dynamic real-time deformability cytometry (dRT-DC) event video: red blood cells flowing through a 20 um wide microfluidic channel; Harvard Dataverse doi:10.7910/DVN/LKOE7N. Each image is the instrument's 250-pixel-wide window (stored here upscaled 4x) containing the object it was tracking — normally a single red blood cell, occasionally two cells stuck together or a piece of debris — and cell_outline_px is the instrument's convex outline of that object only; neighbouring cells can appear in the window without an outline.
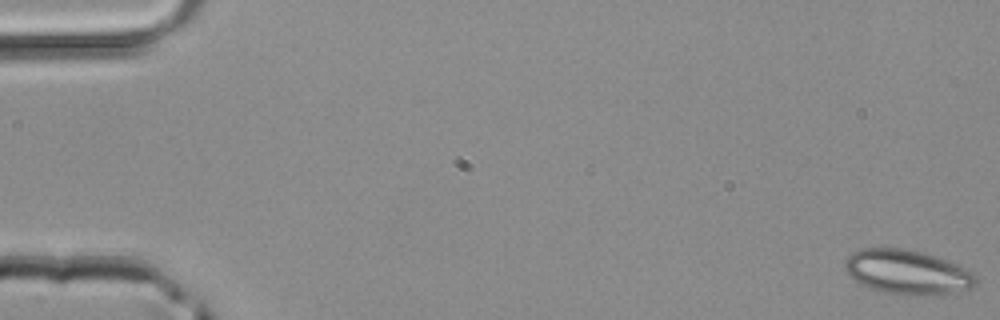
{"species": "common noctule bat (a hibernating species)", "species_latin": "Nyctalus noctula", "temperature_condition": "room temperature", "stored_images_in_passage": 44, "camera_frame_rate_fps": 3000, "um_per_image_px": 0.085, "animal": {"sex": "male", "body_mass_g": 20.4}, "frame": {"image": 1, "passage_image": 1, "time_ms": 0.0, "image_size_px": [1000, 320], "cell_outline_px": [[976, 284], [968, 288], [944, 296], [920, 296], [884, 292], [868, 288], [860, 284], [848, 272], [844, 264], [844, 260], [852, 252], [864, 248], [904, 248], [924, 252], [968, 268], [976, 276]], "centroid_in_image_um": [77.16, 23.14], "position_along_channel_um": 7.8, "area_um2": 34.22}}
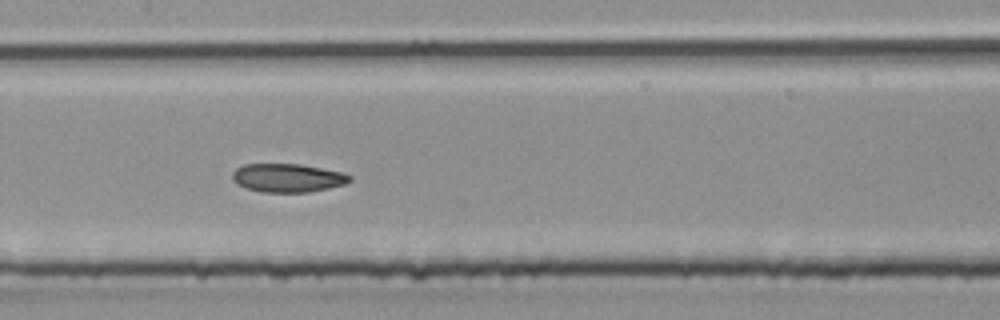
{"frame": {"image": 2, "passage_image": 23, "time_ms": 7.333, "image_size_px": [1000, 320], "cell_outline_px": [[352, 180], [344, 184], [328, 188], [308, 192], [260, 192], [236, 184], [232, 180], [232, 172], [236, 168], [244, 164], [300, 164], [344, 172], [352, 176]], "centroid_in_image_um": [24.45, 15.11], "position_along_channel_um": 183.0, "area_um2": 19.59}}
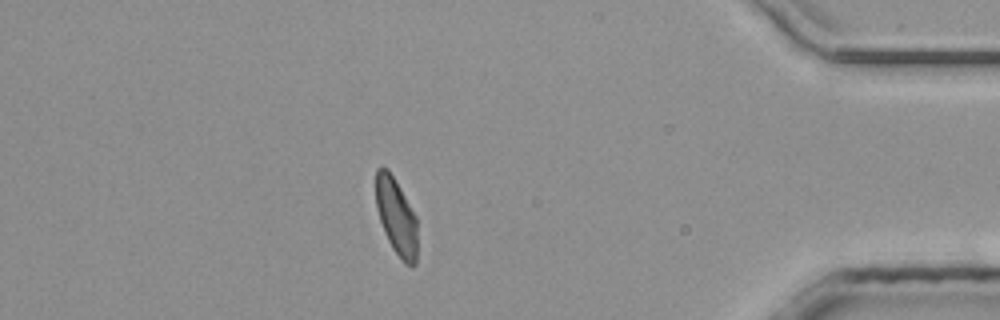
{"frame": {"image": 3, "passage_image": 40, "time_ms": 13.0, "image_size_px": [1000, 320], "cell_outline_px": [[416, 264], [412, 268], [404, 264], [392, 248], [384, 232], [376, 208], [376, 168], [388, 168], [400, 188], [416, 216]], "centroid_in_image_um": [33.68, 18.45], "position_along_channel_um": 401.5, "area_um2": 18.5}}